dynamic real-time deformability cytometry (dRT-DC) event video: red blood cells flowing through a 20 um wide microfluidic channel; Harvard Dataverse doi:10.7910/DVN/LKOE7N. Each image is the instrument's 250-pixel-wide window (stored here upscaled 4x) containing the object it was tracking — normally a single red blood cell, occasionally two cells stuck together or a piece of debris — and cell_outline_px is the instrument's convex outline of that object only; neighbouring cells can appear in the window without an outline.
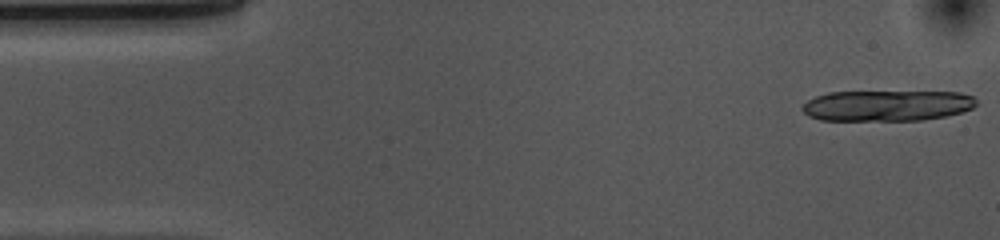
{"species": "common noctule bat (a hibernating species)", "species_latin": "Nyctalus noctula", "temperature_condition": "cold", "stored_images_in_passage": 15, "camera_frame_rate_fps": 3000, "um_per_image_px": 0.085, "animal": {"sex": "female", "body_mass_g": 10.0, "forearm_length_mm": 53.1}, "frame": {"image": 1, "passage_image": 1, "time_ms": 0.0, "image_size_px": [1000, 240], "cell_outline_px": [[976, 104], [972, 108], [960, 112], [944, 116], [924, 120], [820, 120], [808, 116], [800, 108], [808, 100], [816, 96], [828, 92], [960, 92], [972, 96], [976, 100]], "centroid_in_image_um": [75.37, 8.97], "position_along_channel_um": 9.6, "area_um2": 31.15}}